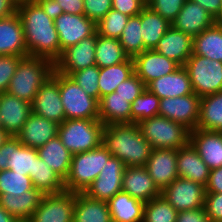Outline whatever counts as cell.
<instances>
[{
	"instance_id": "6da1fadb",
	"label": "cell",
	"mask_w": 222,
	"mask_h": 222,
	"mask_svg": "<svg viewBox=\"0 0 222 222\" xmlns=\"http://www.w3.org/2000/svg\"><path fill=\"white\" fill-rule=\"evenodd\" d=\"M28 56L46 58L53 63L60 57L59 35L52 20L35 0L19 2Z\"/></svg>"
},
{
	"instance_id": "7a4b0ae2",
	"label": "cell",
	"mask_w": 222,
	"mask_h": 222,
	"mask_svg": "<svg viewBox=\"0 0 222 222\" xmlns=\"http://www.w3.org/2000/svg\"><path fill=\"white\" fill-rule=\"evenodd\" d=\"M102 145L126 167L145 166L153 150L136 123L106 125Z\"/></svg>"
},
{
	"instance_id": "3957f363",
	"label": "cell",
	"mask_w": 222,
	"mask_h": 222,
	"mask_svg": "<svg viewBox=\"0 0 222 222\" xmlns=\"http://www.w3.org/2000/svg\"><path fill=\"white\" fill-rule=\"evenodd\" d=\"M54 71V63L46 58H22L11 78L7 92L32 104L39 88Z\"/></svg>"
},
{
	"instance_id": "277c9868",
	"label": "cell",
	"mask_w": 222,
	"mask_h": 222,
	"mask_svg": "<svg viewBox=\"0 0 222 222\" xmlns=\"http://www.w3.org/2000/svg\"><path fill=\"white\" fill-rule=\"evenodd\" d=\"M104 127L99 119H67L59 125L57 135L74 155L100 147Z\"/></svg>"
},
{
	"instance_id": "5b68a950",
	"label": "cell",
	"mask_w": 222,
	"mask_h": 222,
	"mask_svg": "<svg viewBox=\"0 0 222 222\" xmlns=\"http://www.w3.org/2000/svg\"><path fill=\"white\" fill-rule=\"evenodd\" d=\"M112 154L103 146L72 156L71 167L64 181L68 192H84L99 176Z\"/></svg>"
},
{
	"instance_id": "8992f818",
	"label": "cell",
	"mask_w": 222,
	"mask_h": 222,
	"mask_svg": "<svg viewBox=\"0 0 222 222\" xmlns=\"http://www.w3.org/2000/svg\"><path fill=\"white\" fill-rule=\"evenodd\" d=\"M153 149L178 150L189 143L190 130L183 124L157 115L137 123Z\"/></svg>"
},
{
	"instance_id": "52a82bcc",
	"label": "cell",
	"mask_w": 222,
	"mask_h": 222,
	"mask_svg": "<svg viewBox=\"0 0 222 222\" xmlns=\"http://www.w3.org/2000/svg\"><path fill=\"white\" fill-rule=\"evenodd\" d=\"M189 75L193 92L203 97L222 91V62L196 54L187 59L183 66Z\"/></svg>"
},
{
	"instance_id": "ba28073f",
	"label": "cell",
	"mask_w": 222,
	"mask_h": 222,
	"mask_svg": "<svg viewBox=\"0 0 222 222\" xmlns=\"http://www.w3.org/2000/svg\"><path fill=\"white\" fill-rule=\"evenodd\" d=\"M59 91L67 119H99L98 101L67 75L59 73Z\"/></svg>"
},
{
	"instance_id": "9c48e42d",
	"label": "cell",
	"mask_w": 222,
	"mask_h": 222,
	"mask_svg": "<svg viewBox=\"0 0 222 222\" xmlns=\"http://www.w3.org/2000/svg\"><path fill=\"white\" fill-rule=\"evenodd\" d=\"M76 192L43 195L28 222H73Z\"/></svg>"
},
{
	"instance_id": "30bf717a",
	"label": "cell",
	"mask_w": 222,
	"mask_h": 222,
	"mask_svg": "<svg viewBox=\"0 0 222 222\" xmlns=\"http://www.w3.org/2000/svg\"><path fill=\"white\" fill-rule=\"evenodd\" d=\"M32 112L59 125L66 120L59 91V72L54 70L39 88L32 102Z\"/></svg>"
},
{
	"instance_id": "8fae6325",
	"label": "cell",
	"mask_w": 222,
	"mask_h": 222,
	"mask_svg": "<svg viewBox=\"0 0 222 222\" xmlns=\"http://www.w3.org/2000/svg\"><path fill=\"white\" fill-rule=\"evenodd\" d=\"M126 165L117 157L111 156L99 176L83 192L96 200L109 201L122 191V179Z\"/></svg>"
},
{
	"instance_id": "7c38bea8",
	"label": "cell",
	"mask_w": 222,
	"mask_h": 222,
	"mask_svg": "<svg viewBox=\"0 0 222 222\" xmlns=\"http://www.w3.org/2000/svg\"><path fill=\"white\" fill-rule=\"evenodd\" d=\"M200 100L195 93L160 99L158 115L194 130L198 125Z\"/></svg>"
},
{
	"instance_id": "4fadbf2b",
	"label": "cell",
	"mask_w": 222,
	"mask_h": 222,
	"mask_svg": "<svg viewBox=\"0 0 222 222\" xmlns=\"http://www.w3.org/2000/svg\"><path fill=\"white\" fill-rule=\"evenodd\" d=\"M161 195L178 212L204 207L205 187L190 179L178 177L168 185Z\"/></svg>"
},
{
	"instance_id": "5bb4252c",
	"label": "cell",
	"mask_w": 222,
	"mask_h": 222,
	"mask_svg": "<svg viewBox=\"0 0 222 222\" xmlns=\"http://www.w3.org/2000/svg\"><path fill=\"white\" fill-rule=\"evenodd\" d=\"M96 32L79 43L62 51L60 57L54 62V70L69 76L96 65L95 63Z\"/></svg>"
},
{
	"instance_id": "9a60e30c",
	"label": "cell",
	"mask_w": 222,
	"mask_h": 222,
	"mask_svg": "<svg viewBox=\"0 0 222 222\" xmlns=\"http://www.w3.org/2000/svg\"><path fill=\"white\" fill-rule=\"evenodd\" d=\"M54 25L59 35L61 53L97 31L96 23L85 15L63 13L54 20Z\"/></svg>"
},
{
	"instance_id": "2e32d148",
	"label": "cell",
	"mask_w": 222,
	"mask_h": 222,
	"mask_svg": "<svg viewBox=\"0 0 222 222\" xmlns=\"http://www.w3.org/2000/svg\"><path fill=\"white\" fill-rule=\"evenodd\" d=\"M134 73L147 86L150 82L176 71L180 65L156 50H145L132 58Z\"/></svg>"
},
{
	"instance_id": "e0dca14e",
	"label": "cell",
	"mask_w": 222,
	"mask_h": 222,
	"mask_svg": "<svg viewBox=\"0 0 222 222\" xmlns=\"http://www.w3.org/2000/svg\"><path fill=\"white\" fill-rule=\"evenodd\" d=\"M31 113V103L8 92L0 94V124L8 135L16 137Z\"/></svg>"
},
{
	"instance_id": "ac0fdd59",
	"label": "cell",
	"mask_w": 222,
	"mask_h": 222,
	"mask_svg": "<svg viewBox=\"0 0 222 222\" xmlns=\"http://www.w3.org/2000/svg\"><path fill=\"white\" fill-rule=\"evenodd\" d=\"M145 168L149 172L155 185L162 192L176 178L177 150L175 149H153Z\"/></svg>"
},
{
	"instance_id": "d6986e66",
	"label": "cell",
	"mask_w": 222,
	"mask_h": 222,
	"mask_svg": "<svg viewBox=\"0 0 222 222\" xmlns=\"http://www.w3.org/2000/svg\"><path fill=\"white\" fill-rule=\"evenodd\" d=\"M122 191L147 203L161 195L145 166L126 167L122 179Z\"/></svg>"
},
{
	"instance_id": "ffe728a7",
	"label": "cell",
	"mask_w": 222,
	"mask_h": 222,
	"mask_svg": "<svg viewBox=\"0 0 222 222\" xmlns=\"http://www.w3.org/2000/svg\"><path fill=\"white\" fill-rule=\"evenodd\" d=\"M59 124L31 113L16 138L24 146L39 148L58 134Z\"/></svg>"
},
{
	"instance_id": "44dd1931",
	"label": "cell",
	"mask_w": 222,
	"mask_h": 222,
	"mask_svg": "<svg viewBox=\"0 0 222 222\" xmlns=\"http://www.w3.org/2000/svg\"><path fill=\"white\" fill-rule=\"evenodd\" d=\"M189 142L210 170L222 166V132L196 128L190 131Z\"/></svg>"
},
{
	"instance_id": "7402d4cb",
	"label": "cell",
	"mask_w": 222,
	"mask_h": 222,
	"mask_svg": "<svg viewBox=\"0 0 222 222\" xmlns=\"http://www.w3.org/2000/svg\"><path fill=\"white\" fill-rule=\"evenodd\" d=\"M214 25V17L199 4L187 0L171 26L194 37Z\"/></svg>"
},
{
	"instance_id": "603a6c76",
	"label": "cell",
	"mask_w": 222,
	"mask_h": 222,
	"mask_svg": "<svg viewBox=\"0 0 222 222\" xmlns=\"http://www.w3.org/2000/svg\"><path fill=\"white\" fill-rule=\"evenodd\" d=\"M0 55L28 56L18 13L0 19Z\"/></svg>"
},
{
	"instance_id": "cb8c5ba5",
	"label": "cell",
	"mask_w": 222,
	"mask_h": 222,
	"mask_svg": "<svg viewBox=\"0 0 222 222\" xmlns=\"http://www.w3.org/2000/svg\"><path fill=\"white\" fill-rule=\"evenodd\" d=\"M154 50L184 66L193 53V37L171 26L158 41Z\"/></svg>"
},
{
	"instance_id": "d4e9b609",
	"label": "cell",
	"mask_w": 222,
	"mask_h": 222,
	"mask_svg": "<svg viewBox=\"0 0 222 222\" xmlns=\"http://www.w3.org/2000/svg\"><path fill=\"white\" fill-rule=\"evenodd\" d=\"M146 88L160 99L193 94L187 70L180 66L176 71L150 82Z\"/></svg>"
},
{
	"instance_id": "484cf974",
	"label": "cell",
	"mask_w": 222,
	"mask_h": 222,
	"mask_svg": "<svg viewBox=\"0 0 222 222\" xmlns=\"http://www.w3.org/2000/svg\"><path fill=\"white\" fill-rule=\"evenodd\" d=\"M177 171L178 177L190 179L204 187L208 183L210 168L190 142L177 150Z\"/></svg>"
},
{
	"instance_id": "4316f807",
	"label": "cell",
	"mask_w": 222,
	"mask_h": 222,
	"mask_svg": "<svg viewBox=\"0 0 222 222\" xmlns=\"http://www.w3.org/2000/svg\"><path fill=\"white\" fill-rule=\"evenodd\" d=\"M43 194L36 188L20 195L0 194V205L20 222H28L41 201Z\"/></svg>"
},
{
	"instance_id": "83f0119b",
	"label": "cell",
	"mask_w": 222,
	"mask_h": 222,
	"mask_svg": "<svg viewBox=\"0 0 222 222\" xmlns=\"http://www.w3.org/2000/svg\"><path fill=\"white\" fill-rule=\"evenodd\" d=\"M99 120L106 126L109 124L131 123V103L112 92L100 98Z\"/></svg>"
},
{
	"instance_id": "f1b7e54d",
	"label": "cell",
	"mask_w": 222,
	"mask_h": 222,
	"mask_svg": "<svg viewBox=\"0 0 222 222\" xmlns=\"http://www.w3.org/2000/svg\"><path fill=\"white\" fill-rule=\"evenodd\" d=\"M37 151L46 165L51 166V169L65 181L70 171L73 154L62 144L58 135L37 148Z\"/></svg>"
},
{
	"instance_id": "f546056e",
	"label": "cell",
	"mask_w": 222,
	"mask_h": 222,
	"mask_svg": "<svg viewBox=\"0 0 222 222\" xmlns=\"http://www.w3.org/2000/svg\"><path fill=\"white\" fill-rule=\"evenodd\" d=\"M145 203L121 191L108 201L112 222H143Z\"/></svg>"
},
{
	"instance_id": "4dcf8cb0",
	"label": "cell",
	"mask_w": 222,
	"mask_h": 222,
	"mask_svg": "<svg viewBox=\"0 0 222 222\" xmlns=\"http://www.w3.org/2000/svg\"><path fill=\"white\" fill-rule=\"evenodd\" d=\"M7 169L32 178L34 176L35 158L38 156L37 148L24 146L16 138L7 139Z\"/></svg>"
},
{
	"instance_id": "1f68e13d",
	"label": "cell",
	"mask_w": 222,
	"mask_h": 222,
	"mask_svg": "<svg viewBox=\"0 0 222 222\" xmlns=\"http://www.w3.org/2000/svg\"><path fill=\"white\" fill-rule=\"evenodd\" d=\"M73 222H112L108 202L76 193Z\"/></svg>"
},
{
	"instance_id": "d6a6232c",
	"label": "cell",
	"mask_w": 222,
	"mask_h": 222,
	"mask_svg": "<svg viewBox=\"0 0 222 222\" xmlns=\"http://www.w3.org/2000/svg\"><path fill=\"white\" fill-rule=\"evenodd\" d=\"M171 27L160 14L145 6L141 11V35L144 42V51L155 49L158 41Z\"/></svg>"
},
{
	"instance_id": "836d02e7",
	"label": "cell",
	"mask_w": 222,
	"mask_h": 222,
	"mask_svg": "<svg viewBox=\"0 0 222 222\" xmlns=\"http://www.w3.org/2000/svg\"><path fill=\"white\" fill-rule=\"evenodd\" d=\"M197 128L222 132V91L201 97Z\"/></svg>"
},
{
	"instance_id": "e575fe53",
	"label": "cell",
	"mask_w": 222,
	"mask_h": 222,
	"mask_svg": "<svg viewBox=\"0 0 222 222\" xmlns=\"http://www.w3.org/2000/svg\"><path fill=\"white\" fill-rule=\"evenodd\" d=\"M193 54L222 62V29L213 25L194 36Z\"/></svg>"
},
{
	"instance_id": "d590c367",
	"label": "cell",
	"mask_w": 222,
	"mask_h": 222,
	"mask_svg": "<svg viewBox=\"0 0 222 222\" xmlns=\"http://www.w3.org/2000/svg\"><path fill=\"white\" fill-rule=\"evenodd\" d=\"M128 58L117 38L104 37L96 31L95 63L99 68L120 64Z\"/></svg>"
},
{
	"instance_id": "8d00e7d4",
	"label": "cell",
	"mask_w": 222,
	"mask_h": 222,
	"mask_svg": "<svg viewBox=\"0 0 222 222\" xmlns=\"http://www.w3.org/2000/svg\"><path fill=\"white\" fill-rule=\"evenodd\" d=\"M134 73L132 58L117 65L99 68L100 98L115 91L117 86Z\"/></svg>"
},
{
	"instance_id": "74e56055",
	"label": "cell",
	"mask_w": 222,
	"mask_h": 222,
	"mask_svg": "<svg viewBox=\"0 0 222 222\" xmlns=\"http://www.w3.org/2000/svg\"><path fill=\"white\" fill-rule=\"evenodd\" d=\"M31 181L33 187L43 195L59 194L66 191L64 180L39 156L35 158L34 176Z\"/></svg>"
},
{
	"instance_id": "f35d334b",
	"label": "cell",
	"mask_w": 222,
	"mask_h": 222,
	"mask_svg": "<svg viewBox=\"0 0 222 222\" xmlns=\"http://www.w3.org/2000/svg\"><path fill=\"white\" fill-rule=\"evenodd\" d=\"M141 13L130 17L127 25L123 29L119 41L124 52L133 58L144 51V42L141 35Z\"/></svg>"
},
{
	"instance_id": "ab89813d",
	"label": "cell",
	"mask_w": 222,
	"mask_h": 222,
	"mask_svg": "<svg viewBox=\"0 0 222 222\" xmlns=\"http://www.w3.org/2000/svg\"><path fill=\"white\" fill-rule=\"evenodd\" d=\"M178 211L160 195L144 205L143 222H176Z\"/></svg>"
},
{
	"instance_id": "60d3db41",
	"label": "cell",
	"mask_w": 222,
	"mask_h": 222,
	"mask_svg": "<svg viewBox=\"0 0 222 222\" xmlns=\"http://www.w3.org/2000/svg\"><path fill=\"white\" fill-rule=\"evenodd\" d=\"M160 98L147 88L131 103V123L157 116Z\"/></svg>"
},
{
	"instance_id": "b9f144b4",
	"label": "cell",
	"mask_w": 222,
	"mask_h": 222,
	"mask_svg": "<svg viewBox=\"0 0 222 222\" xmlns=\"http://www.w3.org/2000/svg\"><path fill=\"white\" fill-rule=\"evenodd\" d=\"M33 188L30 176L12 170L0 171V194L20 195Z\"/></svg>"
},
{
	"instance_id": "7bdbcfd3",
	"label": "cell",
	"mask_w": 222,
	"mask_h": 222,
	"mask_svg": "<svg viewBox=\"0 0 222 222\" xmlns=\"http://www.w3.org/2000/svg\"><path fill=\"white\" fill-rule=\"evenodd\" d=\"M129 18V16L111 9L99 22L96 23L97 33L104 37L119 39Z\"/></svg>"
},
{
	"instance_id": "ee69618b",
	"label": "cell",
	"mask_w": 222,
	"mask_h": 222,
	"mask_svg": "<svg viewBox=\"0 0 222 222\" xmlns=\"http://www.w3.org/2000/svg\"><path fill=\"white\" fill-rule=\"evenodd\" d=\"M78 86H80L89 96L95 98L98 102L100 100L99 90V67L94 65L69 75Z\"/></svg>"
},
{
	"instance_id": "f6af8a7d",
	"label": "cell",
	"mask_w": 222,
	"mask_h": 222,
	"mask_svg": "<svg viewBox=\"0 0 222 222\" xmlns=\"http://www.w3.org/2000/svg\"><path fill=\"white\" fill-rule=\"evenodd\" d=\"M187 0H146V6L172 23Z\"/></svg>"
},
{
	"instance_id": "bcb514c9",
	"label": "cell",
	"mask_w": 222,
	"mask_h": 222,
	"mask_svg": "<svg viewBox=\"0 0 222 222\" xmlns=\"http://www.w3.org/2000/svg\"><path fill=\"white\" fill-rule=\"evenodd\" d=\"M22 58L15 55H0V94L7 92L11 78Z\"/></svg>"
},
{
	"instance_id": "7dc6e473",
	"label": "cell",
	"mask_w": 222,
	"mask_h": 222,
	"mask_svg": "<svg viewBox=\"0 0 222 222\" xmlns=\"http://www.w3.org/2000/svg\"><path fill=\"white\" fill-rule=\"evenodd\" d=\"M145 89L143 81L133 73L117 86L115 92L132 103Z\"/></svg>"
},
{
	"instance_id": "c3c4849f",
	"label": "cell",
	"mask_w": 222,
	"mask_h": 222,
	"mask_svg": "<svg viewBox=\"0 0 222 222\" xmlns=\"http://www.w3.org/2000/svg\"><path fill=\"white\" fill-rule=\"evenodd\" d=\"M83 4L84 15L95 23L112 9V0H83Z\"/></svg>"
},
{
	"instance_id": "681fc988",
	"label": "cell",
	"mask_w": 222,
	"mask_h": 222,
	"mask_svg": "<svg viewBox=\"0 0 222 222\" xmlns=\"http://www.w3.org/2000/svg\"><path fill=\"white\" fill-rule=\"evenodd\" d=\"M204 208L210 222H222V193H205Z\"/></svg>"
},
{
	"instance_id": "f907efd6",
	"label": "cell",
	"mask_w": 222,
	"mask_h": 222,
	"mask_svg": "<svg viewBox=\"0 0 222 222\" xmlns=\"http://www.w3.org/2000/svg\"><path fill=\"white\" fill-rule=\"evenodd\" d=\"M146 6V0H112V9L129 17L137 16Z\"/></svg>"
},
{
	"instance_id": "816d5d0a",
	"label": "cell",
	"mask_w": 222,
	"mask_h": 222,
	"mask_svg": "<svg viewBox=\"0 0 222 222\" xmlns=\"http://www.w3.org/2000/svg\"><path fill=\"white\" fill-rule=\"evenodd\" d=\"M176 222H210L204 207L178 212Z\"/></svg>"
},
{
	"instance_id": "f5cc1de1",
	"label": "cell",
	"mask_w": 222,
	"mask_h": 222,
	"mask_svg": "<svg viewBox=\"0 0 222 222\" xmlns=\"http://www.w3.org/2000/svg\"><path fill=\"white\" fill-rule=\"evenodd\" d=\"M205 193H222V166L210 170L209 180L205 187Z\"/></svg>"
},
{
	"instance_id": "db71d44e",
	"label": "cell",
	"mask_w": 222,
	"mask_h": 222,
	"mask_svg": "<svg viewBox=\"0 0 222 222\" xmlns=\"http://www.w3.org/2000/svg\"><path fill=\"white\" fill-rule=\"evenodd\" d=\"M45 13L52 19L55 20L61 14L64 13L62 7L56 0H35Z\"/></svg>"
},
{
	"instance_id": "11a10c76",
	"label": "cell",
	"mask_w": 222,
	"mask_h": 222,
	"mask_svg": "<svg viewBox=\"0 0 222 222\" xmlns=\"http://www.w3.org/2000/svg\"><path fill=\"white\" fill-rule=\"evenodd\" d=\"M64 13L84 15L83 0H56Z\"/></svg>"
},
{
	"instance_id": "9f6ffc18",
	"label": "cell",
	"mask_w": 222,
	"mask_h": 222,
	"mask_svg": "<svg viewBox=\"0 0 222 222\" xmlns=\"http://www.w3.org/2000/svg\"><path fill=\"white\" fill-rule=\"evenodd\" d=\"M199 4L204 8L212 17H216L222 7V0H190Z\"/></svg>"
},
{
	"instance_id": "6f0895ef",
	"label": "cell",
	"mask_w": 222,
	"mask_h": 222,
	"mask_svg": "<svg viewBox=\"0 0 222 222\" xmlns=\"http://www.w3.org/2000/svg\"><path fill=\"white\" fill-rule=\"evenodd\" d=\"M16 0H0V19L17 13Z\"/></svg>"
},
{
	"instance_id": "680465c9",
	"label": "cell",
	"mask_w": 222,
	"mask_h": 222,
	"mask_svg": "<svg viewBox=\"0 0 222 222\" xmlns=\"http://www.w3.org/2000/svg\"><path fill=\"white\" fill-rule=\"evenodd\" d=\"M9 156H7V140L0 147V171L7 169V161L9 160Z\"/></svg>"
},
{
	"instance_id": "91938a15",
	"label": "cell",
	"mask_w": 222,
	"mask_h": 222,
	"mask_svg": "<svg viewBox=\"0 0 222 222\" xmlns=\"http://www.w3.org/2000/svg\"><path fill=\"white\" fill-rule=\"evenodd\" d=\"M0 222H20L15 217L11 216L1 205H0Z\"/></svg>"
},
{
	"instance_id": "94428289",
	"label": "cell",
	"mask_w": 222,
	"mask_h": 222,
	"mask_svg": "<svg viewBox=\"0 0 222 222\" xmlns=\"http://www.w3.org/2000/svg\"><path fill=\"white\" fill-rule=\"evenodd\" d=\"M214 25L222 29V7L220 8L219 13L214 18Z\"/></svg>"
},
{
	"instance_id": "6125c7cd",
	"label": "cell",
	"mask_w": 222,
	"mask_h": 222,
	"mask_svg": "<svg viewBox=\"0 0 222 222\" xmlns=\"http://www.w3.org/2000/svg\"><path fill=\"white\" fill-rule=\"evenodd\" d=\"M10 137L2 128H0V147L5 143V141Z\"/></svg>"
},
{
	"instance_id": "be15d7a7",
	"label": "cell",
	"mask_w": 222,
	"mask_h": 222,
	"mask_svg": "<svg viewBox=\"0 0 222 222\" xmlns=\"http://www.w3.org/2000/svg\"><path fill=\"white\" fill-rule=\"evenodd\" d=\"M18 3L23 1H30V0H16Z\"/></svg>"
}]
</instances>
